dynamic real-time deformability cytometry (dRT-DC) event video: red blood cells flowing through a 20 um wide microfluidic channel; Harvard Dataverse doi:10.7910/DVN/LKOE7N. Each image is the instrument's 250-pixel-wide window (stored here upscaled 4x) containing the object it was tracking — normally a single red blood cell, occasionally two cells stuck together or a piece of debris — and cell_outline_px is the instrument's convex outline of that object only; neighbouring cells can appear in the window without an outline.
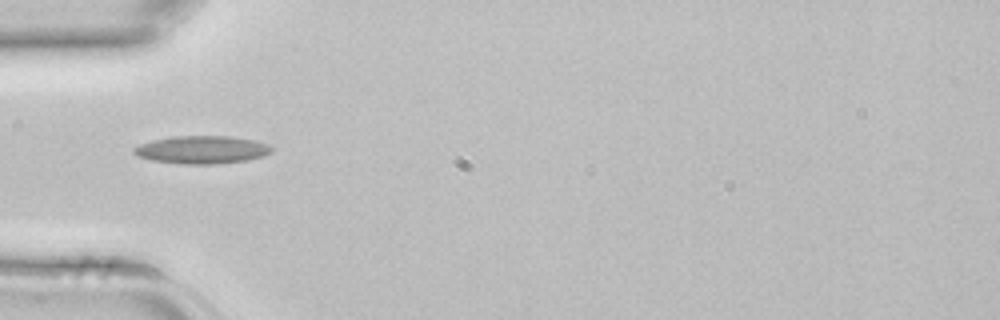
{"species": "common noctule bat (a hibernating species)", "species_latin": "Nyctalus noctula", "temperature_condition": "room temperature", "stored_images_in_passage": 2, "camera_frame_rate_fps": 3000, "um_per_image_px": 0.085, "animal": {"sex": "female", "body_mass_g": 22.7, "forearm_length_mm": 54.2}, "frame": {"image": 1, "passage_image": 2, "time_ms": 0.333, "image_size_px": [1000, 320], "cell_outline_px": [[272, 148], [264, 156], [248, 160], [216, 164], [180, 164], [152, 160], [136, 156], [132, 152], [132, 148], [140, 144], [152, 140], [176, 136], [228, 136], [252, 140], [268, 144]], "centroid_in_image_um": [17.11, 12.73], "position_along_channel_um": 67.9, "area_um2": 22.31}}